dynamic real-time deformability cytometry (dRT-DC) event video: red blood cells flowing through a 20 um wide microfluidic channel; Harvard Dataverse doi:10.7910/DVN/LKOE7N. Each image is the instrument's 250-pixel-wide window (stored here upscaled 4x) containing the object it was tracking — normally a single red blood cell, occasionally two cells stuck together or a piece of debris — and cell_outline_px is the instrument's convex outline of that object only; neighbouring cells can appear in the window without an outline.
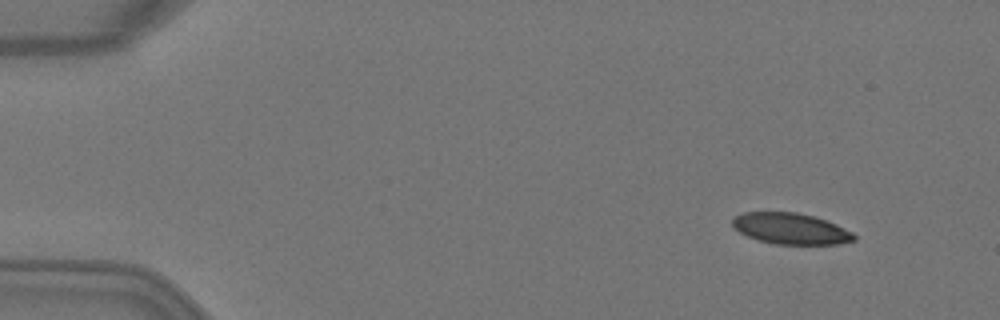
{"species": "Egyptian fruit bat (a non-hibernating species)", "species_latin": "Rousettus aegyptiacus", "temperature_condition": "warm", "stored_images_in_passage": 5, "camera_frame_rate_fps": 3000, "um_per_image_px": 0.085, "animal": {"sex": "female"}, "frame": {"image": 1, "passage_image": 1, "time_ms": 0.0, "image_size_px": [1000, 320], "cell_outline_px": [[856, 240], [840, 244], [776, 244], [760, 240], [748, 236], [740, 232], [732, 224], [732, 220], [736, 216], [744, 212], [796, 212], [816, 216], [828, 220], [852, 232], [856, 236]], "centroid_in_image_um": [67.26, 19.43], "position_along_channel_um": 17.7, "area_um2": 22.02}}
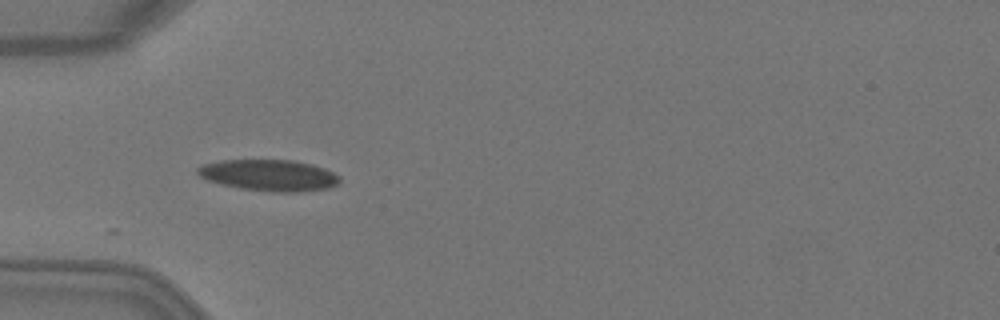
{"frame": {"image": 2, "passage_image": 3, "time_ms": 0.667, "image_size_px": [1000, 320], "cell_outline_px": [[340, 180], [336, 184], [328, 188], [300, 192], [272, 192], [240, 188], [220, 184], [208, 180], [200, 176], [196, 172], [196, 168], [204, 164], [220, 160], [292, 160], [312, 164], [324, 168], [340, 176]], "centroid_in_image_um": [22.86, 14.9], "position_along_channel_um": 62.1, "area_um2": 25.95}}